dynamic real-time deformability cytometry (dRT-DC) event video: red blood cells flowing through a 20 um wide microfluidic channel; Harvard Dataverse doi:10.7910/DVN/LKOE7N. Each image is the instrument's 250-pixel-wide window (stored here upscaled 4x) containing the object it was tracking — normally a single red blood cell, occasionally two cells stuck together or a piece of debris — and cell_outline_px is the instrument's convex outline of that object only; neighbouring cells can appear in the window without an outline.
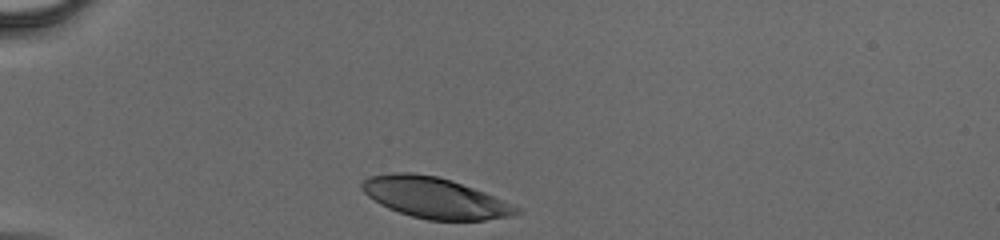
{"species": "human", "species_latin": "Homo sapiens", "temperature_condition": "cold", "stored_images_in_passage": 28, "camera_frame_rate_fps": 3000, "um_per_image_px": 0.085, "donor": {"sex": "male"}, "frame": {"image": 1, "passage_image": 1, "time_ms": 0.0, "image_size_px": [1000, 240], "cell_outline_px": [[524, 212], [512, 216], [484, 220], [428, 220], [412, 216], [388, 208], [380, 204], [368, 196], [360, 188], [360, 184], [368, 176], [392, 172], [412, 172], [436, 176], [452, 180], [484, 192], [524, 208]], "centroid_in_image_um": [36.99, 16.81], "position_along_channel_um": 48.0, "area_um2": 36.99}}
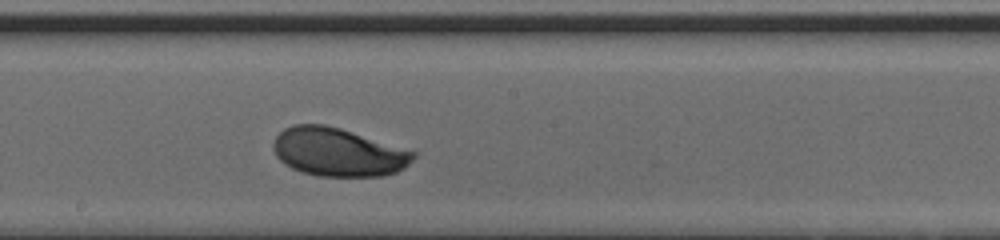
{"frame": {"image": 2, "passage_image": 15, "time_ms": 4.667, "image_size_px": [1000, 240], "cell_outline_px": [[416, 156], [404, 168], [396, 172], [384, 176], [320, 176], [304, 172], [292, 168], [284, 164], [276, 156], [272, 148], [272, 144], [276, 136], [284, 128], [296, 124], [324, 124], [340, 128], [416, 152]], "centroid_in_image_um": [28.71, 12.93], "position_along_channel_um": 219.5, "area_um2": 39.3}}
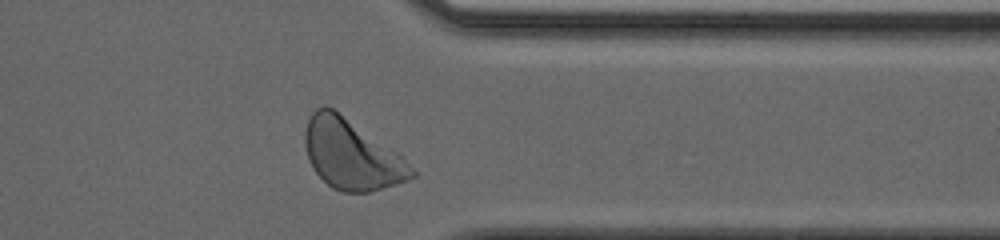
{"frame": {"image": 3, "passage_image": 26, "time_ms": 8.333, "image_size_px": [1000, 240], "cell_outline_px": [[416, 176], [408, 180], [368, 192], [344, 192], [332, 188], [312, 168], [308, 160], [304, 144], [304, 132], [308, 120], [312, 112], [316, 108], [324, 104], [332, 108], [396, 152], [416, 172]], "centroid_in_image_um": [29.82, 13.13], "position_along_channel_um": 381.6, "area_um2": 42.71}}